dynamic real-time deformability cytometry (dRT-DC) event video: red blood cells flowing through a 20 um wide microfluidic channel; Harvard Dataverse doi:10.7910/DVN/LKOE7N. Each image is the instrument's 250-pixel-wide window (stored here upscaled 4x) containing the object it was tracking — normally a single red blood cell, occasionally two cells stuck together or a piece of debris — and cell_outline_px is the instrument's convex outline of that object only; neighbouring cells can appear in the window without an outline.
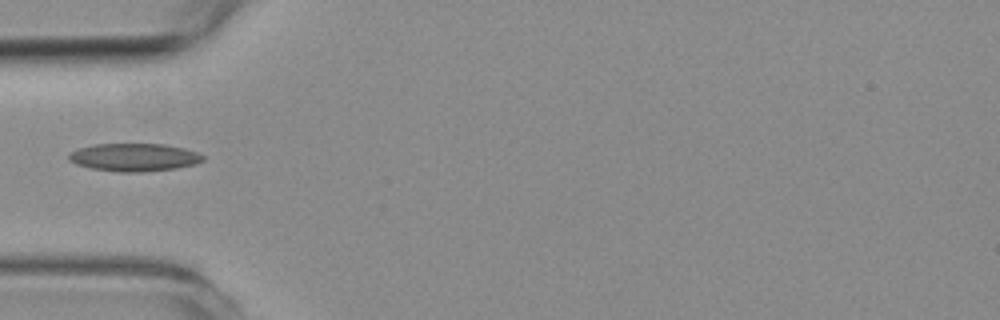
{"species": "common noctule bat (a hibernating species)", "species_latin": "Nyctalus noctula", "temperature_condition": "room temperature", "stored_images_in_passage": 12, "camera_frame_rate_fps": 3000, "um_per_image_px": 0.085, "animal": {"sex": "female", "body_mass_g": 19.3, "forearm_length_mm": 54.1}, "frame": {"image": 1, "passage_image": 1, "time_ms": 0.0, "image_size_px": [1000, 320], "cell_outline_px": [[204, 160], [196, 164], [176, 168], [140, 172], [120, 172], [92, 168], [76, 164], [68, 160], [68, 152], [92, 144], [164, 144], [184, 148], [196, 152], [204, 156]], "centroid_in_image_um": [11.39, 13.36], "position_along_channel_um": 73.6, "area_um2": 21.79}}
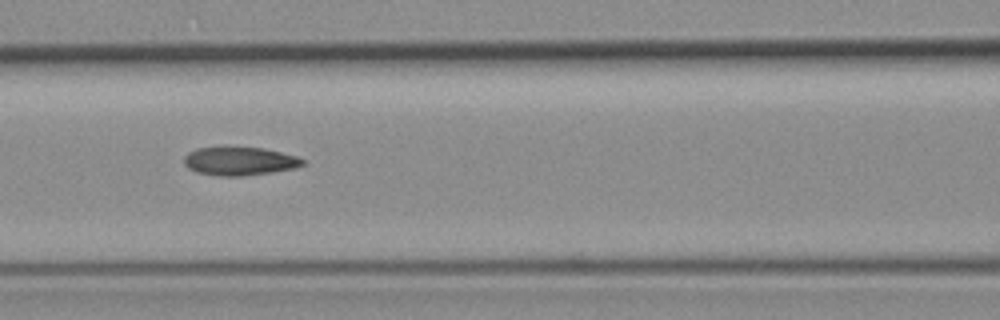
{"frame": {"image": 2, "passage_image": 7, "time_ms": 2.0, "image_size_px": [1000, 320], "cell_outline_px": [[304, 164], [296, 168], [272, 172], [240, 176], [216, 176], [196, 172], [188, 168], [184, 164], [184, 156], [188, 152], [196, 148], [220, 144], [228, 144], [264, 148], [296, 156], [304, 160]], "centroid_in_image_um": [20.29, 13.64], "position_along_channel_um": 146.3, "area_um2": 20.58}}
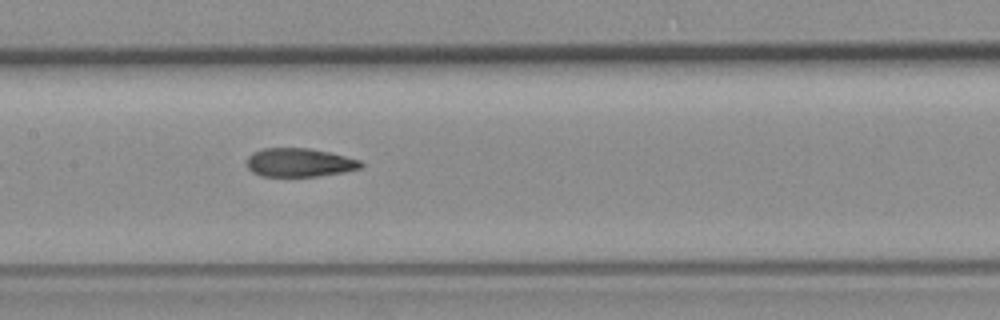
{"frame": {"image": 3, "passage_image": 10, "time_ms": 3.0, "image_size_px": [1000, 320], "cell_outline_px": [[364, 164], [360, 168], [344, 172], [316, 176], [260, 176], [252, 172], [248, 168], [248, 156], [252, 152], [264, 148], [308, 148], [332, 152], [360, 160]], "centroid_in_image_um": [25.46, 13.81], "position_along_channel_um": 181.9, "area_um2": 19.07}}